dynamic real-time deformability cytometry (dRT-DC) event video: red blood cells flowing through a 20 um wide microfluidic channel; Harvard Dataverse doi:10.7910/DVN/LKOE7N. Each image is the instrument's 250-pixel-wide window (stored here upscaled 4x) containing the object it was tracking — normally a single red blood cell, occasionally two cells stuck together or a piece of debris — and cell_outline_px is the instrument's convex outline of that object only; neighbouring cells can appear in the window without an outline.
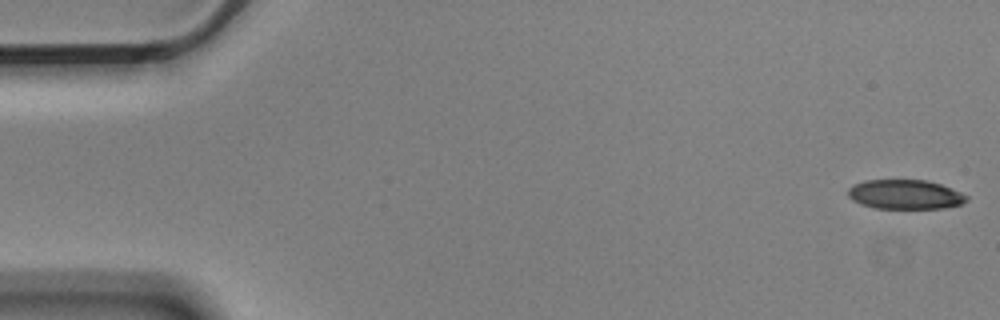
{"species": "Egyptian fruit bat (a non-hibernating species)", "species_latin": "Rousettus aegyptiacus", "temperature_condition": "cold", "stored_images_in_passage": 4, "camera_frame_rate_fps": 3000, "um_per_image_px": 0.085, "animal": {"sex": "male"}, "frame": {"image": 1, "passage_image": 1, "time_ms": 0.0, "image_size_px": [1000, 320], "cell_outline_px": [[968, 200], [960, 204], [944, 208], [872, 208], [860, 204], [852, 200], [848, 196], [848, 188], [852, 184], [864, 180], [924, 180], [940, 184], [960, 192], [968, 196]], "centroid_in_image_um": [76.88, 16.53], "position_along_channel_um": 8.1, "area_um2": 20.35}}